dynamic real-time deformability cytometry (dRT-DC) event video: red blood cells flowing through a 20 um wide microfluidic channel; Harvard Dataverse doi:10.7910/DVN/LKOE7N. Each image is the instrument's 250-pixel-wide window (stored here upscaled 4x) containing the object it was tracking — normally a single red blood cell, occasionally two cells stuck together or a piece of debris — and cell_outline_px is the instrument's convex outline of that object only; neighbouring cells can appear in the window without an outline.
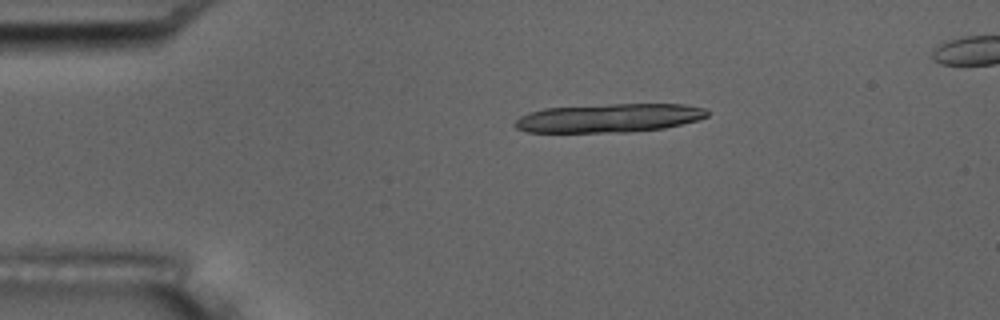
{"species": "common noctule bat (a hibernating species)", "species_latin": "Nyctalus noctula", "temperature_condition": "room temperature", "stored_images_in_passage": 6, "camera_frame_rate_fps": 3000, "um_per_image_px": 0.085, "animal": {"sex": "male", "body_mass_g": 17.5, "forearm_length_mm": 52.3}, "frame": {"image": 1, "passage_image": 3, "time_ms": 2.333, "image_size_px": [1000, 320], "cell_outline_px": [[708, 116], [696, 120], [664, 128], [628, 132], [528, 132], [516, 128], [512, 124], [520, 116], [528, 112], [544, 108], [608, 104], [684, 104], [704, 108], [708, 112]], "centroid_in_image_um": [51.72, 10.03], "position_along_channel_um": 33.3, "area_um2": 32.14}}